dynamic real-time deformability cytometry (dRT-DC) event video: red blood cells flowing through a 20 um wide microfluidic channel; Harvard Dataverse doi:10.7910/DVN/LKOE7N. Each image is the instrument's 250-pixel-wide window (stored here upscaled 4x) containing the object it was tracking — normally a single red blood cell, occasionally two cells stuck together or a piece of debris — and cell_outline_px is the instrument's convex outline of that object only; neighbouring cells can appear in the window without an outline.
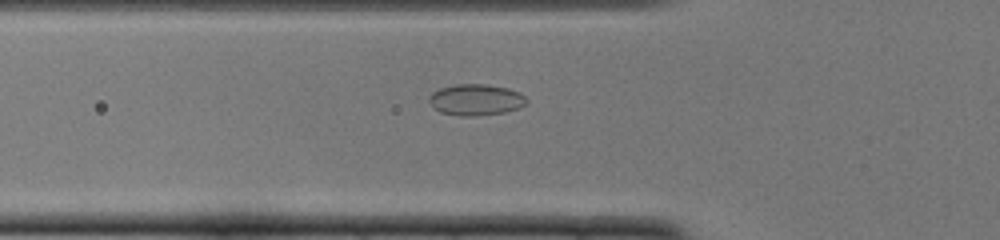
{"species": "common noctule bat (a hibernating species)", "species_latin": "Nyctalus noctula", "temperature_condition": "cold", "stored_images_in_passage": 36, "camera_frame_rate_fps": 3000, "um_per_image_px": 0.085, "animal": {"sex": "female", "body_mass_g": 22.0, "forearm_length_mm": 56.7}, "frame": {"image": 1, "passage_image": 2, "time_ms": 0.333, "image_size_px": [1000, 240], "cell_outline_px": [[528, 100], [520, 108], [504, 112], [476, 116], [460, 116], [440, 112], [428, 100], [428, 96], [432, 92], [440, 88], [456, 84], [488, 84], [508, 88], [520, 92]], "centroid_in_image_um": [40.45, 8.47], "position_along_channel_um": 85.3, "area_um2": 17.8}}
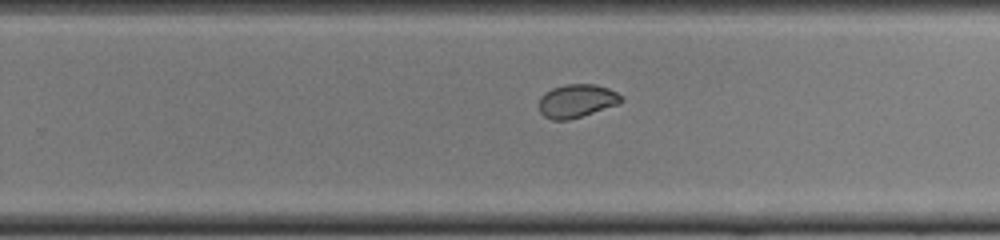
{"frame": {"image": 2, "passage_image": 17, "time_ms": 5.333, "image_size_px": [1000, 240], "cell_outline_px": [[624, 100], [620, 104], [568, 120], [552, 120], [544, 116], [540, 112], [540, 96], [544, 92], [552, 88], [564, 84], [596, 84], [608, 88], [616, 92]], "centroid_in_image_um": [49.02, 8.57], "position_along_channel_um": 280.8, "area_um2": 16.01}}
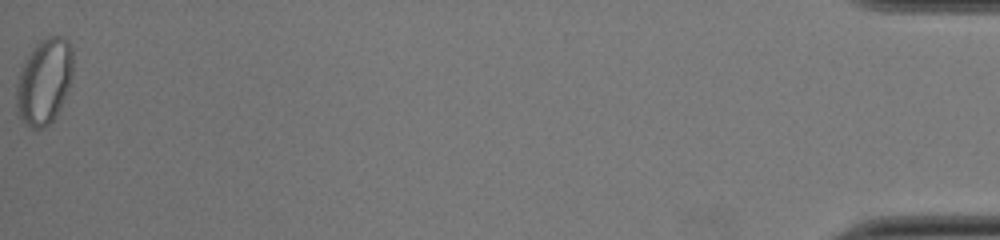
{"frame": {"image": 3, "passage_image": 36, "time_ms": 11.667, "image_size_px": [1000, 240], "cell_outline_px": [[72, 72], [68, 88], [56, 116], [44, 128], [36, 132], [20, 120], [16, 112], [16, 84], [20, 68], [32, 48], [40, 40], [48, 36], [60, 36], [68, 40], [72, 48]], "centroid_in_image_um": [3.72, 6.95], "position_along_channel_um": 431.5, "area_um2": 28.61}}